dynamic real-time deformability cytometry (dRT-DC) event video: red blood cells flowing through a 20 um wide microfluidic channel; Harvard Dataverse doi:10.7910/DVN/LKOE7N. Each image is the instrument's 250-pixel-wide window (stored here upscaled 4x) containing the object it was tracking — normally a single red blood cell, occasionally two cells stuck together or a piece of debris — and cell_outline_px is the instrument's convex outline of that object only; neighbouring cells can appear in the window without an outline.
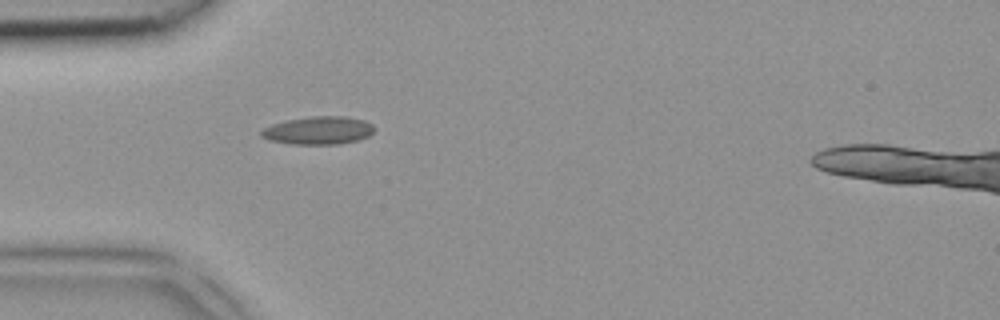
{"species": "common noctule bat (a hibernating species)", "species_latin": "Nyctalus noctula", "temperature_condition": "room temperature", "stored_images_in_passage": 1, "camera_frame_rate_fps": 3000, "um_per_image_px": 0.085, "animal": {"sex": "female", "body_mass_g": 18.4}, "frame": {"image": 1, "passage_image": 1, "time_ms": 0.0, "image_size_px": [1000, 320], "cell_outline_px": [[376, 128], [368, 136], [356, 140], [340, 144], [288, 144], [268, 140], [260, 136], [260, 132], [264, 128], [272, 124], [288, 120], [312, 116], [344, 116], [364, 120], [372, 124]], "centroid_in_image_um": [27.05, 11.09], "position_along_channel_um": 58.0, "area_um2": 18.44}}